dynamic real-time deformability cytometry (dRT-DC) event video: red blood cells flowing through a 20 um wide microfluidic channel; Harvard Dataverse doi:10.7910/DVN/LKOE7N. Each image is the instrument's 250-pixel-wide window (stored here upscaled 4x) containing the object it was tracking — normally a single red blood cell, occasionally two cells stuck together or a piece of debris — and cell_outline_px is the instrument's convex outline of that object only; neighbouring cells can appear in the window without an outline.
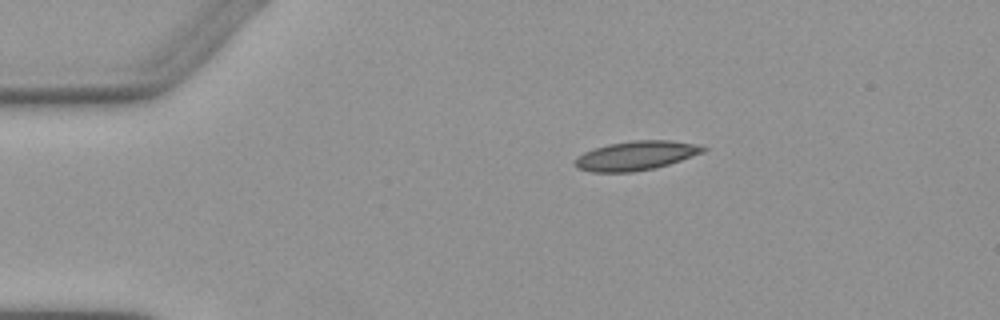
{"species": "Egyptian fruit bat (a non-hibernating species)", "species_latin": "Rousettus aegyptiacus", "temperature_condition": "warm", "stored_images_in_passage": 4, "camera_frame_rate_fps": 3000, "um_per_image_px": 0.085, "animal": {"sex": "female"}, "frame": {"image": 1, "passage_image": 1, "time_ms": 0.0, "image_size_px": [1000, 320], "cell_outline_px": [[708, 148], [704, 152], [656, 168], [632, 172], [592, 172], [576, 168], [576, 160], [584, 152], [608, 144], [632, 140], [672, 140], [696, 144]], "centroid_in_image_um": [54.08, 13.22], "position_along_channel_um": 30.9, "area_um2": 21.62}}
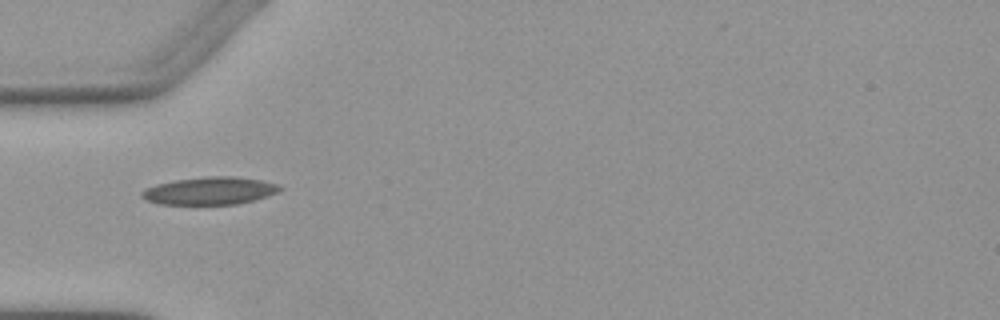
{"frame": {"image": 2, "passage_image": 3, "time_ms": 2.333, "image_size_px": [1000, 320], "cell_outline_px": [[284, 188], [280, 192], [256, 200], [236, 204], [160, 204], [148, 200], [140, 196], [140, 192], [156, 184], [176, 180], [208, 176], [236, 176], [260, 180], [280, 184]], "centroid_in_image_um": [17.91, 16.21], "position_along_channel_um": 67.1, "area_um2": 22.31}}